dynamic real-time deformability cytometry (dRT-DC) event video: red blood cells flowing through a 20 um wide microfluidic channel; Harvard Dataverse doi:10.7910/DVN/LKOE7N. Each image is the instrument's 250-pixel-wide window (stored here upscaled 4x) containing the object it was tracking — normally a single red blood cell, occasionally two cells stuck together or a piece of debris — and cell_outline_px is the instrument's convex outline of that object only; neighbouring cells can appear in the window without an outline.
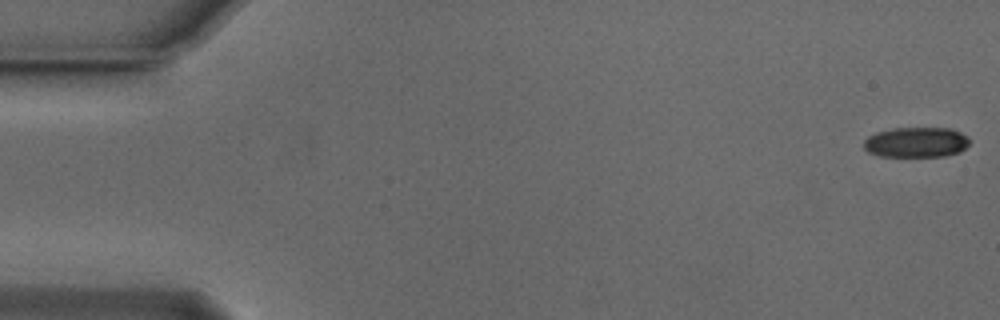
{"species": "Egyptian fruit bat (a non-hibernating species)", "species_latin": "Rousettus aegyptiacus", "temperature_condition": "cold", "stored_images_in_passage": 55, "camera_frame_rate_fps": 3000, "um_per_image_px": 0.085, "animal": {"sex": "male"}, "frame": {"image": 1, "passage_image": 1, "time_ms": 0.0, "image_size_px": [1000, 320], "cell_outline_px": [[968, 144], [960, 152], [944, 156], [880, 156], [868, 152], [864, 148], [864, 140], [868, 136], [876, 132], [892, 128], [948, 128], [960, 132], [968, 136]], "centroid_in_image_um": [77.86, 12.09], "position_along_channel_um": 7.1, "area_um2": 18.61}}
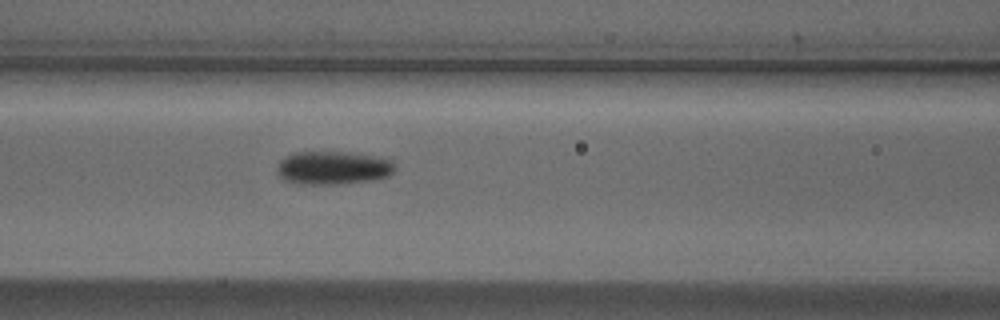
{"frame": {"image": 2, "passage_image": 23, "time_ms": 7.333, "image_size_px": [1000, 320], "cell_outline_px": [[396, 168], [388, 176], [372, 180], [340, 184], [304, 184], [284, 180], [276, 172], [276, 168], [280, 160], [284, 156], [292, 152], [332, 148], [392, 160]], "centroid_in_image_um": [28.25, 14.21], "position_along_channel_um": 138.3, "area_um2": 23.87}}
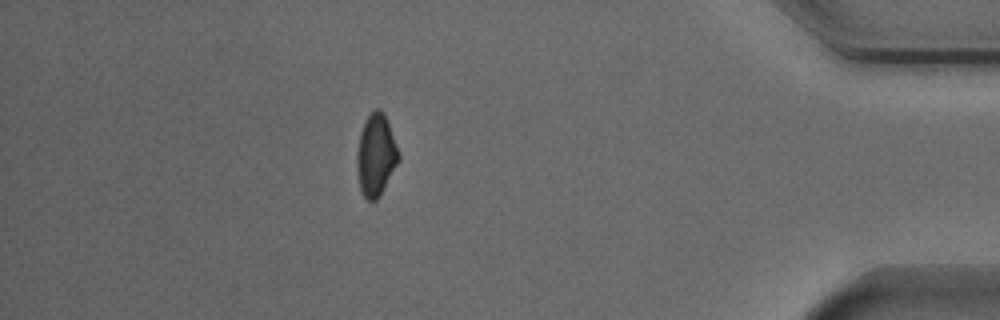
{"frame": {"image": 3, "passage_image": 48, "time_ms": 15.667, "image_size_px": [1000, 320], "cell_outline_px": [[400, 160], [380, 196], [376, 200], [368, 200], [360, 192], [356, 172], [356, 152], [360, 132], [368, 116], [376, 108], [380, 108], [384, 112], [400, 156]], "centroid_in_image_um": [31.93, 13.22], "position_along_channel_um": 403.3, "area_um2": 20.06}, "authors_computed_cell_mechanics": {"area_um2": 20.6924, "velocity_mm_per_s": 3.7557, "shape_relaxation_time_tau1_ms": 2.8768, "shape_relaxation_time_tau2_ms": 5.1178, "deformation_change_tau1": 0.0985, "deformation_change_tau2": 0.0921}}